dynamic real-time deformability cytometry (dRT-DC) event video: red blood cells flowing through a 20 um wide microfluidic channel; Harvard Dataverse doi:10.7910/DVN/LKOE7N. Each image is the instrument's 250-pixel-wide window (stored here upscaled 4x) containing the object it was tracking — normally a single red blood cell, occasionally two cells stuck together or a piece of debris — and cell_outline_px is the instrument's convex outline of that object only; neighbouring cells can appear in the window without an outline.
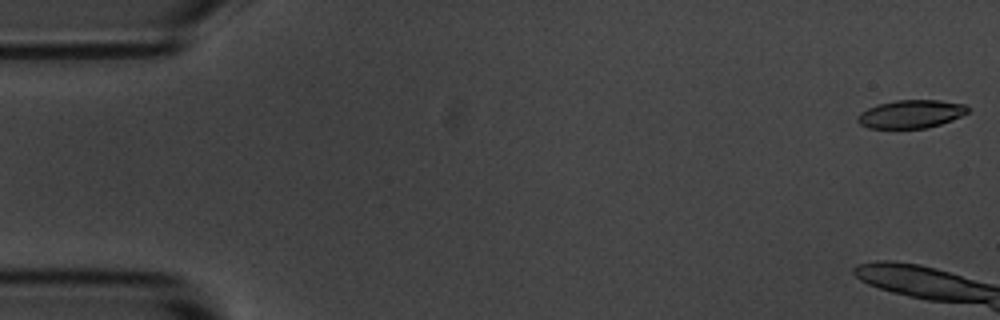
{"species": "common noctule bat (a hibernating species)", "species_latin": "Nyctalus noctula", "temperature_condition": "room temperature", "stored_images_in_passage": 4, "camera_frame_rate_fps": 3000, "um_per_image_px": 0.085, "animal": {"sex": "male", "body_mass_g": 20.1, "forearm_length_mm": 53.5}, "frame": {"image": 1, "passage_image": 1, "time_ms": 0.0, "image_size_px": [1000, 320], "cell_outline_px": [[968, 112], [952, 120], [928, 128], [868, 128], [860, 124], [856, 120], [856, 116], [860, 112], [876, 104], [896, 100], [940, 100], [964, 104], [968, 108]], "centroid_in_image_um": [77.39, 9.69], "position_along_channel_um": 7.6, "area_um2": 18.15}}